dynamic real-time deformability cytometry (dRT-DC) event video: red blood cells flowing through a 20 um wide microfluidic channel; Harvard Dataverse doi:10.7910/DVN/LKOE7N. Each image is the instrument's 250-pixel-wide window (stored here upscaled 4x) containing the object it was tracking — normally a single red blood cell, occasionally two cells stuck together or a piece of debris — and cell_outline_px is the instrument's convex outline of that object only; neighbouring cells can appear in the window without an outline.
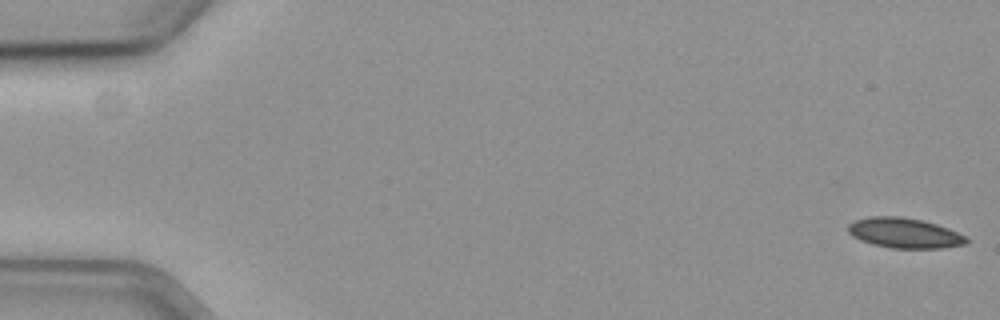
{"species": "common noctule bat (a hibernating species)", "species_latin": "Nyctalus noctula", "temperature_condition": "cold", "stored_images_in_passage": 57, "camera_frame_rate_fps": 3000, "um_per_image_px": 0.085, "animal": {"sex": "female", "body_mass_g": 19.3, "forearm_length_mm": 54.1}, "frame": {"image": 1, "passage_image": 1, "time_ms": 0.0, "image_size_px": [1000, 320], "cell_outline_px": [[968, 244], [940, 248], [892, 248], [872, 244], [860, 240], [852, 236], [848, 232], [848, 224], [856, 220], [872, 216], [900, 216], [920, 220], [936, 224], [948, 228], [964, 236], [968, 240]], "centroid_in_image_um": [76.86, 19.81], "position_along_channel_um": 8.1, "area_um2": 20.63}}
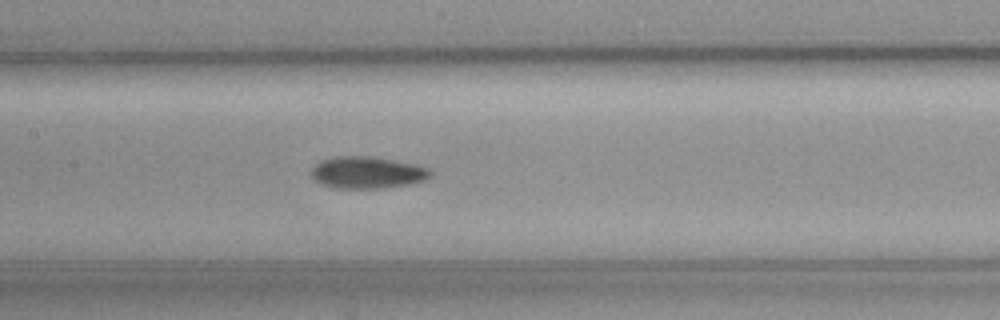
{"frame": {"image": 2, "passage_image": 28, "time_ms": 9.0, "image_size_px": [1000, 320], "cell_outline_px": [[432, 176], [424, 180], [412, 184], [384, 188], [340, 188], [320, 184], [312, 176], [312, 168], [320, 160], [336, 156], [372, 156], [416, 164], [432, 168]], "centroid_in_image_um": [31.27, 14.66], "position_along_channel_um": 176.1, "area_um2": 22.37}}
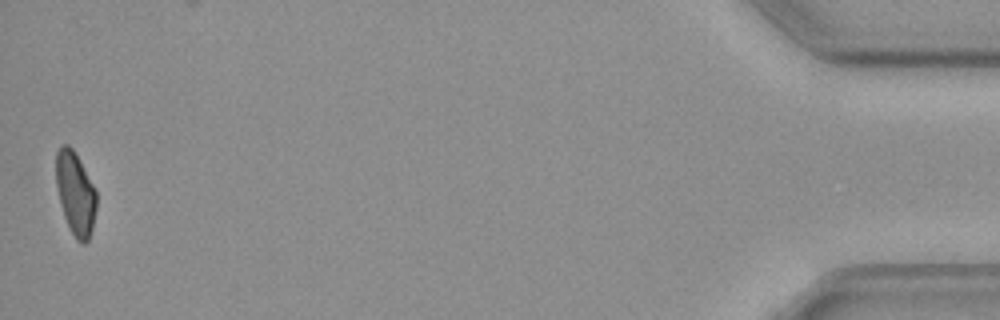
{"frame": {"image": 3, "passage_image": 57, "time_ms": 18.667, "image_size_px": [1000, 320], "cell_outline_px": [[96, 208], [92, 228], [88, 240], [84, 244], [76, 240], [64, 216], [60, 204], [56, 184], [56, 152], [64, 144], [68, 144], [72, 148], [92, 184], [96, 192]], "centroid_in_image_um": [6.39, 16.46], "position_along_channel_um": 428.8, "area_um2": 19.13}, "authors_computed_cell_mechanics": {"area_um2": 21.1548, "velocity_mm_per_s": 3.6261, "shape_relaxation_time_tau1_ms": 6.2685, "shape_relaxation_time_tau2_ms": null, "deformation_change_tau1": 0.1116, "deformation_change_tau2": null}}